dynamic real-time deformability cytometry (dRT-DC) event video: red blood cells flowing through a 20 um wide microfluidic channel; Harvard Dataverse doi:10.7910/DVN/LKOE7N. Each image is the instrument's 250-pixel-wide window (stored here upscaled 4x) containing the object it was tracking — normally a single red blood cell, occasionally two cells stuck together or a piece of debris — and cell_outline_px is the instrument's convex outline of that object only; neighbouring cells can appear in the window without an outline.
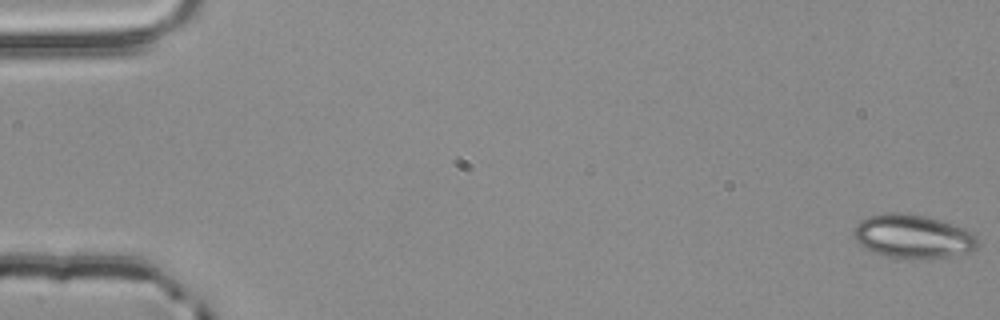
{"species": "common noctule bat (a hibernating species)", "species_latin": "Nyctalus noctula", "temperature_condition": "room temperature", "stored_images_in_passage": 55, "camera_frame_rate_fps": 3000, "um_per_image_px": 0.085, "animal": {"sex": "male", "body_mass_g": 20.4}, "frame": {"image": 1, "passage_image": 1, "time_ms": 0.0, "image_size_px": [1000, 320], "cell_outline_px": [[976, 248], [972, 252], [952, 256], [884, 256], [872, 252], [864, 248], [856, 240], [852, 232], [856, 224], [860, 220], [868, 216], [884, 212], [896, 212], [924, 216], [940, 220], [964, 228], [972, 232], [976, 236]], "centroid_in_image_um": [77.56, 20.06], "position_along_channel_um": 7.4, "area_um2": 30.98}}
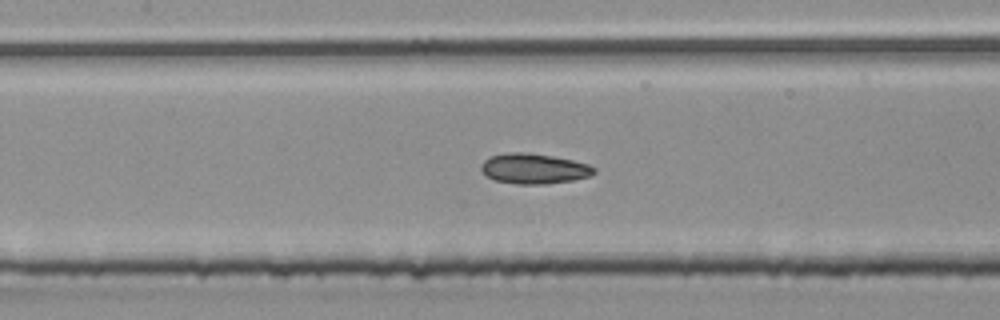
{"frame": {"image": 2, "passage_image": 26, "time_ms": 8.333, "image_size_px": [1000, 320], "cell_outline_px": [[596, 172], [592, 176], [572, 180], [544, 184], [516, 184], [496, 180], [488, 176], [480, 168], [480, 164], [488, 156], [508, 152], [524, 152], [552, 156], [572, 160], [588, 164], [596, 168]], "centroid_in_image_um": [45.39, 14.33], "position_along_channel_um": 162.0, "area_um2": 19.94}}
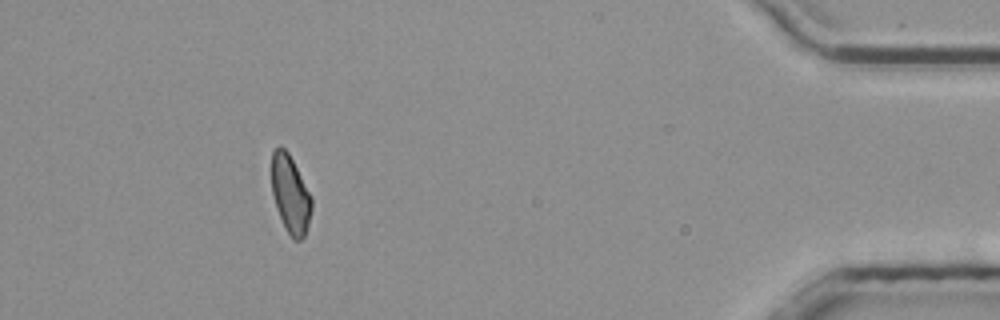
{"frame": {"image": 3, "passage_image": 50, "time_ms": 16.333, "image_size_px": [1000, 320], "cell_outline_px": [[312, 208], [308, 224], [304, 236], [300, 240], [292, 240], [276, 208], [272, 192], [272, 152], [280, 144], [288, 152], [312, 196]], "centroid_in_image_um": [24.69, 16.5], "position_along_channel_um": 410.5, "area_um2": 18.03}, "authors_computed_cell_mechanics": {"area_um2": 19.4786, "velocity_mm_per_s": 3.8748, "shape_relaxation_time_tau1_ms": null, "shape_relaxation_time_tau2_ms": 3.4727, "deformation_change_tau1": null, "deformation_change_tau2": 0.0853}}